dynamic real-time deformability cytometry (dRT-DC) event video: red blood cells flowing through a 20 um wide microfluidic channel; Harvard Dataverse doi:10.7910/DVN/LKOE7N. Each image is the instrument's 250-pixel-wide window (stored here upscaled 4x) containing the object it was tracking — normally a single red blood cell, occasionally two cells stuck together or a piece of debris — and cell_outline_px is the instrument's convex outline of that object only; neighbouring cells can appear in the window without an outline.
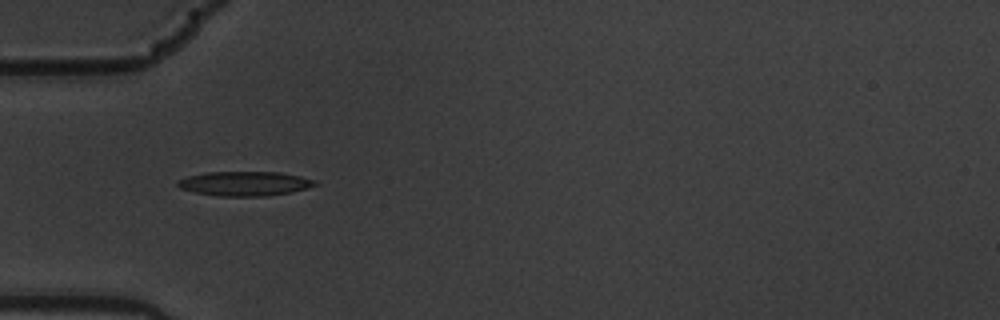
{"species": "common noctule bat (a hibernating species)", "species_latin": "Nyctalus noctula", "temperature_condition": "warm", "stored_images_in_passage": 1, "camera_frame_rate_fps": 3000, "um_per_image_px": 0.085, "animal": {"sex": "male", "body_mass_g": 19.5, "forearm_length_mm": 54.6}, "frame": {"image": 1, "passage_image": 1, "time_ms": 0.0, "image_size_px": [1000, 320], "cell_outline_px": [[320, 184], [308, 188], [292, 192], [268, 196], [220, 196], [196, 192], [180, 188], [176, 184], [176, 180], [188, 176], [204, 172], [280, 172], [300, 176], [316, 180]], "centroid_in_image_um": [20.83, 15.6], "position_along_channel_um": 64.2, "area_um2": 19.71}}